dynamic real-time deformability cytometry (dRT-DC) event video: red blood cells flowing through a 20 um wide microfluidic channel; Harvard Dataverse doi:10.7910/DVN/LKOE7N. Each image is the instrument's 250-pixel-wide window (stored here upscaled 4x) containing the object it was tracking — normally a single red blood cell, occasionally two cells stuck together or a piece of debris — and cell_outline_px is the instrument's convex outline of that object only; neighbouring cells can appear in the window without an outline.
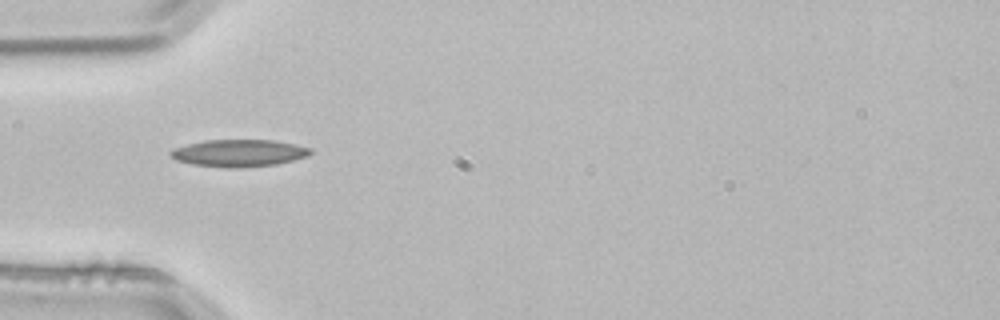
{"species": "common noctule bat (a hibernating species)", "species_latin": "Nyctalus noctula", "temperature_condition": "room temperature", "stored_images_in_passage": 1, "camera_frame_rate_fps": 3000, "um_per_image_px": 0.085, "animal": {"sex": "male", "body_mass_g": 21.5, "forearm_length_mm": 52.0}, "frame": {"image": 1, "passage_image": 1, "time_ms": 0.0, "image_size_px": [1000, 320], "cell_outline_px": [[312, 152], [308, 156], [276, 164], [240, 168], [228, 168], [192, 164], [176, 160], [168, 156], [168, 152], [172, 148], [204, 140], [276, 140], [296, 144], [312, 148]], "centroid_in_image_um": [20.28, 13.01], "position_along_channel_um": 64.7, "area_um2": 22.37}}